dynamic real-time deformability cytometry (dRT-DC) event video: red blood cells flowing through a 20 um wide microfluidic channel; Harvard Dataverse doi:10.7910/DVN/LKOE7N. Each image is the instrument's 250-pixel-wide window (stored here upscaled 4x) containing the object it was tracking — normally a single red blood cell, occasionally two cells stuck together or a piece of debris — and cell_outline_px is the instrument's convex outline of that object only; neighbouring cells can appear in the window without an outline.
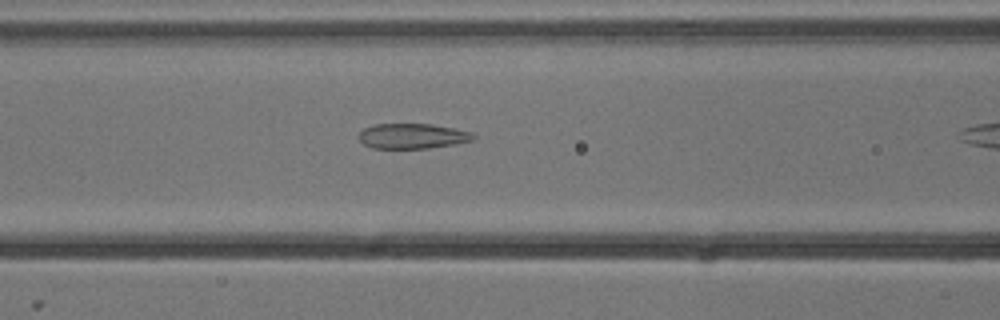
{"species": "common noctule bat (a hibernating species)", "species_latin": "Nyctalus noctula", "temperature_condition": "cold", "stored_images_in_passage": 5, "camera_frame_rate_fps": 3000, "um_per_image_px": 0.085, "animal": {"sex": "male", "body_mass_g": 13.3}, "frame": {"image": 1, "passage_image": 5, "time_ms": 1.333, "image_size_px": [1000, 320], "cell_outline_px": [[476, 140], [456, 144], [428, 148], [372, 148], [364, 144], [360, 140], [360, 132], [364, 128], [376, 124], [432, 124], [472, 132], [476, 136]], "centroid_in_image_um": [35.11, 11.57], "position_along_channel_um": 131.5, "area_um2": 16.76}}